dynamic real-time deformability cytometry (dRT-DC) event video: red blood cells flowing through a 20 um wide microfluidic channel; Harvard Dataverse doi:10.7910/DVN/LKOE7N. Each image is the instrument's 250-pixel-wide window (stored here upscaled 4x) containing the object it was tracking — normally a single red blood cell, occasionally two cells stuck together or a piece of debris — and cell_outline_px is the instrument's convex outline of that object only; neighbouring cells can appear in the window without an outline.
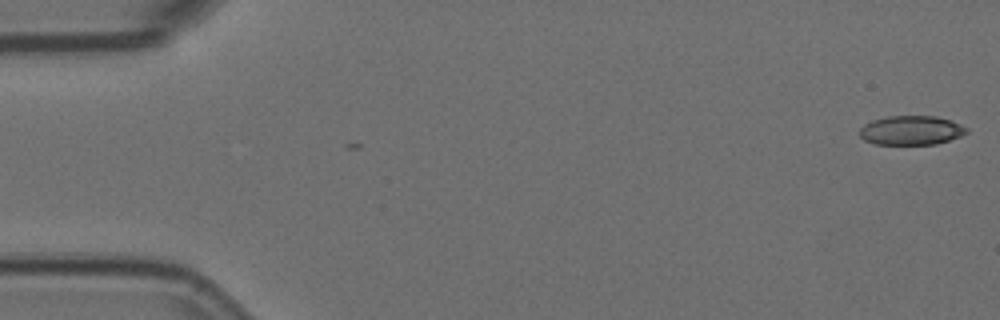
{"species": "Egyptian fruit bat (a non-hibernating species)", "species_latin": "Rousettus aegyptiacus", "temperature_condition": "room temperature", "stored_images_in_passage": 6, "camera_frame_rate_fps": 3000, "um_per_image_px": 0.085, "animal": {"sex": "female"}, "frame": {"image": 1, "passage_image": 1, "time_ms": 0.0, "image_size_px": [1000, 320], "cell_outline_px": [[968, 132], [960, 136], [936, 144], [876, 144], [864, 140], [860, 136], [860, 128], [864, 124], [872, 120], [888, 116], [936, 116], [952, 120], [968, 128]], "centroid_in_image_um": [77.46, 11.07], "position_along_channel_um": 7.5, "area_um2": 18.21}}
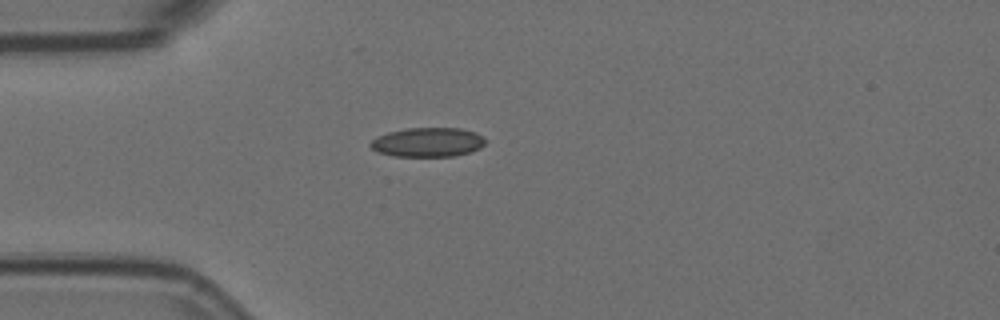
{"frame": {"image": 2, "passage_image": 5, "time_ms": 1.333, "image_size_px": [1000, 320], "cell_outline_px": [[488, 140], [480, 148], [472, 152], [456, 156], [392, 156], [376, 152], [368, 144], [376, 136], [388, 132], [404, 128], [460, 128], [476, 132], [484, 136]], "centroid_in_image_um": [36.37, 12.09], "position_along_channel_um": 48.6, "area_um2": 20.0}}